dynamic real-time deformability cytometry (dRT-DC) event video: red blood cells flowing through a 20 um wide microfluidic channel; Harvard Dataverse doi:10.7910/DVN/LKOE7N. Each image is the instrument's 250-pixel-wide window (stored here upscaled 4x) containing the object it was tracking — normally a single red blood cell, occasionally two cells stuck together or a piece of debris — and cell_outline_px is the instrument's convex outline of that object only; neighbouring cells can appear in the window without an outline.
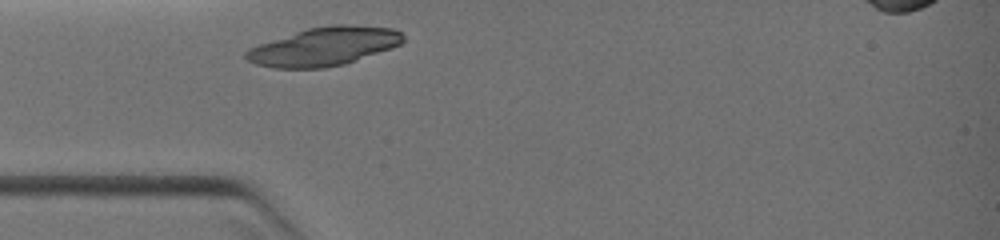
{"species": "common noctule bat (a hibernating species)", "species_latin": "Nyctalus noctula", "temperature_condition": "warm", "stored_images_in_passage": 17, "camera_frame_rate_fps": 3000, "um_per_image_px": 0.085, "animal": {"sex": "female", "body_mass_g": 19.0, "forearm_length_mm": 51.5}, "frame": {"image": 1, "passage_image": 1, "time_ms": 0.0, "image_size_px": [1000, 240], "cell_outline_px": [[404, 40], [400, 44], [392, 48], [344, 64], [324, 68], [272, 68], [256, 64], [248, 60], [244, 56], [244, 52], [248, 48], [308, 28], [332, 24], [348, 24], [392, 28], [404, 32]], "centroid_in_image_um": [27.57, 3.95], "position_along_channel_um": 57.4, "area_um2": 35.2}}
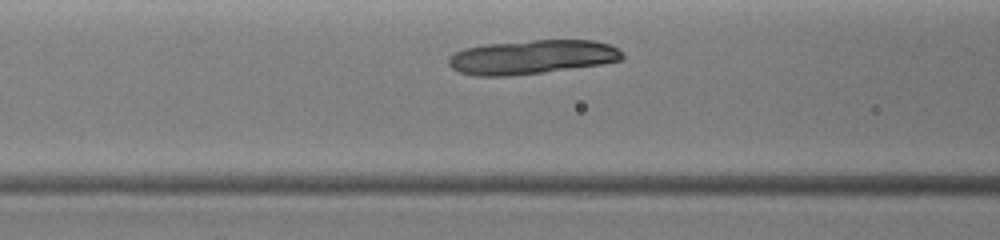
{"frame": {"image": 2, "passage_image": 5, "time_ms": 1.333, "image_size_px": [1000, 240], "cell_outline_px": [[624, 60], [600, 64], [540, 72], [508, 76], [472, 76], [460, 72], [452, 68], [448, 64], [448, 56], [464, 48], [484, 44], [532, 40], [596, 40], [608, 44], [616, 48], [624, 56]], "centroid_in_image_um": [45.17, 4.84], "position_along_channel_um": 121.4, "area_um2": 34.45}}
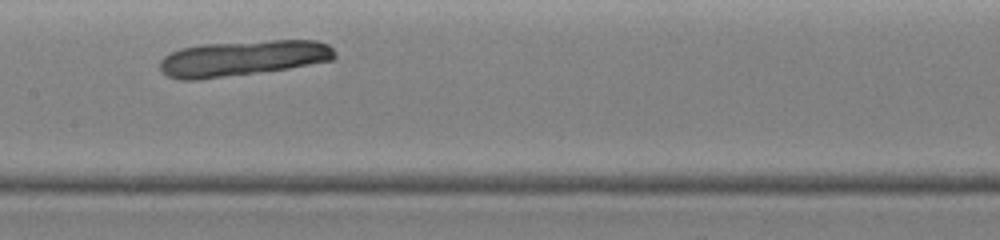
{"frame": {"image": 3, "passage_image": 9, "time_ms": 2.667, "image_size_px": [1000, 240], "cell_outline_px": [[336, 56], [332, 60], [288, 68], [200, 80], [180, 80], [168, 76], [160, 68], [160, 60], [164, 56], [180, 48], [200, 44], [272, 40], [316, 40], [328, 44], [336, 52]], "centroid_in_image_um": [20.63, 4.94], "position_along_channel_um": 186.8, "area_um2": 36.24}}